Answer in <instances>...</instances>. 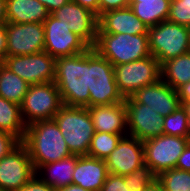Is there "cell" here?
I'll use <instances>...</instances> for the list:
<instances>
[{
	"mask_svg": "<svg viewBox=\"0 0 190 191\" xmlns=\"http://www.w3.org/2000/svg\"><path fill=\"white\" fill-rule=\"evenodd\" d=\"M55 84L64 105L89 107V49L56 59Z\"/></svg>",
	"mask_w": 190,
	"mask_h": 191,
	"instance_id": "1",
	"label": "cell"
},
{
	"mask_svg": "<svg viewBox=\"0 0 190 191\" xmlns=\"http://www.w3.org/2000/svg\"><path fill=\"white\" fill-rule=\"evenodd\" d=\"M21 143L27 148L35 171L43 164L72 155L54 119L27 125Z\"/></svg>",
	"mask_w": 190,
	"mask_h": 191,
	"instance_id": "2",
	"label": "cell"
},
{
	"mask_svg": "<svg viewBox=\"0 0 190 191\" xmlns=\"http://www.w3.org/2000/svg\"><path fill=\"white\" fill-rule=\"evenodd\" d=\"M53 119L71 154L86 156L95 133L89 109L63 105Z\"/></svg>",
	"mask_w": 190,
	"mask_h": 191,
	"instance_id": "3",
	"label": "cell"
},
{
	"mask_svg": "<svg viewBox=\"0 0 190 191\" xmlns=\"http://www.w3.org/2000/svg\"><path fill=\"white\" fill-rule=\"evenodd\" d=\"M92 48L113 66L141 60L151 55L148 34L97 33Z\"/></svg>",
	"mask_w": 190,
	"mask_h": 191,
	"instance_id": "4",
	"label": "cell"
},
{
	"mask_svg": "<svg viewBox=\"0 0 190 191\" xmlns=\"http://www.w3.org/2000/svg\"><path fill=\"white\" fill-rule=\"evenodd\" d=\"M89 107L111 105L124 102L117 88L114 66L89 48Z\"/></svg>",
	"mask_w": 190,
	"mask_h": 191,
	"instance_id": "5",
	"label": "cell"
},
{
	"mask_svg": "<svg viewBox=\"0 0 190 191\" xmlns=\"http://www.w3.org/2000/svg\"><path fill=\"white\" fill-rule=\"evenodd\" d=\"M150 54L161 66L164 62L190 51L189 27L162 21L148 28Z\"/></svg>",
	"mask_w": 190,
	"mask_h": 191,
	"instance_id": "6",
	"label": "cell"
},
{
	"mask_svg": "<svg viewBox=\"0 0 190 191\" xmlns=\"http://www.w3.org/2000/svg\"><path fill=\"white\" fill-rule=\"evenodd\" d=\"M63 105L55 82L30 85L20 105L21 117L26 126L36 121L51 120Z\"/></svg>",
	"mask_w": 190,
	"mask_h": 191,
	"instance_id": "7",
	"label": "cell"
},
{
	"mask_svg": "<svg viewBox=\"0 0 190 191\" xmlns=\"http://www.w3.org/2000/svg\"><path fill=\"white\" fill-rule=\"evenodd\" d=\"M160 73V65L152 55L114 66L117 88L124 99L142 87L155 83L161 78Z\"/></svg>",
	"mask_w": 190,
	"mask_h": 191,
	"instance_id": "8",
	"label": "cell"
},
{
	"mask_svg": "<svg viewBox=\"0 0 190 191\" xmlns=\"http://www.w3.org/2000/svg\"><path fill=\"white\" fill-rule=\"evenodd\" d=\"M190 139L172 135H160L143 142L144 163L158 177L161 173L176 167Z\"/></svg>",
	"mask_w": 190,
	"mask_h": 191,
	"instance_id": "9",
	"label": "cell"
},
{
	"mask_svg": "<svg viewBox=\"0 0 190 191\" xmlns=\"http://www.w3.org/2000/svg\"><path fill=\"white\" fill-rule=\"evenodd\" d=\"M3 64L30 85L55 81L56 59L45 51L7 56Z\"/></svg>",
	"mask_w": 190,
	"mask_h": 191,
	"instance_id": "10",
	"label": "cell"
},
{
	"mask_svg": "<svg viewBox=\"0 0 190 191\" xmlns=\"http://www.w3.org/2000/svg\"><path fill=\"white\" fill-rule=\"evenodd\" d=\"M44 51L55 59L87 51L90 46L52 14L43 23Z\"/></svg>",
	"mask_w": 190,
	"mask_h": 191,
	"instance_id": "11",
	"label": "cell"
},
{
	"mask_svg": "<svg viewBox=\"0 0 190 191\" xmlns=\"http://www.w3.org/2000/svg\"><path fill=\"white\" fill-rule=\"evenodd\" d=\"M35 174L27 148L20 143L0 160V189L19 191Z\"/></svg>",
	"mask_w": 190,
	"mask_h": 191,
	"instance_id": "12",
	"label": "cell"
},
{
	"mask_svg": "<svg viewBox=\"0 0 190 191\" xmlns=\"http://www.w3.org/2000/svg\"><path fill=\"white\" fill-rule=\"evenodd\" d=\"M7 56H22L44 51L43 23L6 22Z\"/></svg>",
	"mask_w": 190,
	"mask_h": 191,
	"instance_id": "13",
	"label": "cell"
},
{
	"mask_svg": "<svg viewBox=\"0 0 190 191\" xmlns=\"http://www.w3.org/2000/svg\"><path fill=\"white\" fill-rule=\"evenodd\" d=\"M127 111L128 135L142 142L163 135L164 117L131 97L124 99Z\"/></svg>",
	"mask_w": 190,
	"mask_h": 191,
	"instance_id": "14",
	"label": "cell"
},
{
	"mask_svg": "<svg viewBox=\"0 0 190 191\" xmlns=\"http://www.w3.org/2000/svg\"><path fill=\"white\" fill-rule=\"evenodd\" d=\"M71 32L81 37L90 47L95 45L98 32V17L76 2L69 1L53 13Z\"/></svg>",
	"mask_w": 190,
	"mask_h": 191,
	"instance_id": "15",
	"label": "cell"
},
{
	"mask_svg": "<svg viewBox=\"0 0 190 191\" xmlns=\"http://www.w3.org/2000/svg\"><path fill=\"white\" fill-rule=\"evenodd\" d=\"M105 162L108 173L129 175L144 164L143 142L130 135L123 136Z\"/></svg>",
	"mask_w": 190,
	"mask_h": 191,
	"instance_id": "16",
	"label": "cell"
},
{
	"mask_svg": "<svg viewBox=\"0 0 190 191\" xmlns=\"http://www.w3.org/2000/svg\"><path fill=\"white\" fill-rule=\"evenodd\" d=\"M136 103H143L163 117L173 113L180 105L177 90L161 78L155 83L144 86L130 96Z\"/></svg>",
	"mask_w": 190,
	"mask_h": 191,
	"instance_id": "17",
	"label": "cell"
},
{
	"mask_svg": "<svg viewBox=\"0 0 190 191\" xmlns=\"http://www.w3.org/2000/svg\"><path fill=\"white\" fill-rule=\"evenodd\" d=\"M97 33L142 35L148 34V27L129 6L102 13L98 17Z\"/></svg>",
	"mask_w": 190,
	"mask_h": 191,
	"instance_id": "18",
	"label": "cell"
},
{
	"mask_svg": "<svg viewBox=\"0 0 190 191\" xmlns=\"http://www.w3.org/2000/svg\"><path fill=\"white\" fill-rule=\"evenodd\" d=\"M105 160L79 156L72 175V184L89 191H100L108 176Z\"/></svg>",
	"mask_w": 190,
	"mask_h": 191,
	"instance_id": "19",
	"label": "cell"
},
{
	"mask_svg": "<svg viewBox=\"0 0 190 191\" xmlns=\"http://www.w3.org/2000/svg\"><path fill=\"white\" fill-rule=\"evenodd\" d=\"M94 130L112 134H128L127 111L124 102L88 107ZM126 131V132H125ZM125 132V133H124Z\"/></svg>",
	"mask_w": 190,
	"mask_h": 191,
	"instance_id": "20",
	"label": "cell"
},
{
	"mask_svg": "<svg viewBox=\"0 0 190 191\" xmlns=\"http://www.w3.org/2000/svg\"><path fill=\"white\" fill-rule=\"evenodd\" d=\"M49 15L38 0H6V21L9 23H44Z\"/></svg>",
	"mask_w": 190,
	"mask_h": 191,
	"instance_id": "21",
	"label": "cell"
},
{
	"mask_svg": "<svg viewBox=\"0 0 190 191\" xmlns=\"http://www.w3.org/2000/svg\"><path fill=\"white\" fill-rule=\"evenodd\" d=\"M78 155H71L59 161L43 164L37 170L36 174L41 171L47 174L41 179L54 189H59L72 184V175L75 170Z\"/></svg>",
	"mask_w": 190,
	"mask_h": 191,
	"instance_id": "22",
	"label": "cell"
},
{
	"mask_svg": "<svg viewBox=\"0 0 190 191\" xmlns=\"http://www.w3.org/2000/svg\"><path fill=\"white\" fill-rule=\"evenodd\" d=\"M161 79L177 90L190 81V51L164 62L160 66Z\"/></svg>",
	"mask_w": 190,
	"mask_h": 191,
	"instance_id": "23",
	"label": "cell"
},
{
	"mask_svg": "<svg viewBox=\"0 0 190 191\" xmlns=\"http://www.w3.org/2000/svg\"><path fill=\"white\" fill-rule=\"evenodd\" d=\"M170 4L171 0H150L130 2V7L135 15L150 28L167 20Z\"/></svg>",
	"mask_w": 190,
	"mask_h": 191,
	"instance_id": "24",
	"label": "cell"
},
{
	"mask_svg": "<svg viewBox=\"0 0 190 191\" xmlns=\"http://www.w3.org/2000/svg\"><path fill=\"white\" fill-rule=\"evenodd\" d=\"M29 87L25 80L0 64V97L21 105Z\"/></svg>",
	"mask_w": 190,
	"mask_h": 191,
	"instance_id": "25",
	"label": "cell"
},
{
	"mask_svg": "<svg viewBox=\"0 0 190 191\" xmlns=\"http://www.w3.org/2000/svg\"><path fill=\"white\" fill-rule=\"evenodd\" d=\"M0 131L11 133L23 140L26 125L21 117L20 105L0 97Z\"/></svg>",
	"mask_w": 190,
	"mask_h": 191,
	"instance_id": "26",
	"label": "cell"
},
{
	"mask_svg": "<svg viewBox=\"0 0 190 191\" xmlns=\"http://www.w3.org/2000/svg\"><path fill=\"white\" fill-rule=\"evenodd\" d=\"M123 136H125V134H112L95 131L87 156L105 160L116 148Z\"/></svg>",
	"mask_w": 190,
	"mask_h": 191,
	"instance_id": "27",
	"label": "cell"
},
{
	"mask_svg": "<svg viewBox=\"0 0 190 191\" xmlns=\"http://www.w3.org/2000/svg\"><path fill=\"white\" fill-rule=\"evenodd\" d=\"M163 134L190 139V127L188 125L187 113L182 105L173 113L164 117Z\"/></svg>",
	"mask_w": 190,
	"mask_h": 191,
	"instance_id": "28",
	"label": "cell"
},
{
	"mask_svg": "<svg viewBox=\"0 0 190 191\" xmlns=\"http://www.w3.org/2000/svg\"><path fill=\"white\" fill-rule=\"evenodd\" d=\"M165 191H190V172L173 168L157 177Z\"/></svg>",
	"mask_w": 190,
	"mask_h": 191,
	"instance_id": "29",
	"label": "cell"
},
{
	"mask_svg": "<svg viewBox=\"0 0 190 191\" xmlns=\"http://www.w3.org/2000/svg\"><path fill=\"white\" fill-rule=\"evenodd\" d=\"M157 176L151 168L144 163L129 175L124 176V183L130 188V191H144L149 187Z\"/></svg>",
	"mask_w": 190,
	"mask_h": 191,
	"instance_id": "30",
	"label": "cell"
},
{
	"mask_svg": "<svg viewBox=\"0 0 190 191\" xmlns=\"http://www.w3.org/2000/svg\"><path fill=\"white\" fill-rule=\"evenodd\" d=\"M167 21L190 27V0H171Z\"/></svg>",
	"mask_w": 190,
	"mask_h": 191,
	"instance_id": "31",
	"label": "cell"
},
{
	"mask_svg": "<svg viewBox=\"0 0 190 191\" xmlns=\"http://www.w3.org/2000/svg\"><path fill=\"white\" fill-rule=\"evenodd\" d=\"M20 143L21 141L11 133L0 131V160Z\"/></svg>",
	"mask_w": 190,
	"mask_h": 191,
	"instance_id": "32",
	"label": "cell"
},
{
	"mask_svg": "<svg viewBox=\"0 0 190 191\" xmlns=\"http://www.w3.org/2000/svg\"><path fill=\"white\" fill-rule=\"evenodd\" d=\"M100 191H130L124 183V176L109 173Z\"/></svg>",
	"mask_w": 190,
	"mask_h": 191,
	"instance_id": "33",
	"label": "cell"
},
{
	"mask_svg": "<svg viewBox=\"0 0 190 191\" xmlns=\"http://www.w3.org/2000/svg\"><path fill=\"white\" fill-rule=\"evenodd\" d=\"M35 174L19 191H56Z\"/></svg>",
	"mask_w": 190,
	"mask_h": 191,
	"instance_id": "34",
	"label": "cell"
},
{
	"mask_svg": "<svg viewBox=\"0 0 190 191\" xmlns=\"http://www.w3.org/2000/svg\"><path fill=\"white\" fill-rule=\"evenodd\" d=\"M130 6V0H99V16L110 10H116Z\"/></svg>",
	"mask_w": 190,
	"mask_h": 191,
	"instance_id": "35",
	"label": "cell"
},
{
	"mask_svg": "<svg viewBox=\"0 0 190 191\" xmlns=\"http://www.w3.org/2000/svg\"><path fill=\"white\" fill-rule=\"evenodd\" d=\"M175 168L190 172V143L186 146L182 154L179 156Z\"/></svg>",
	"mask_w": 190,
	"mask_h": 191,
	"instance_id": "36",
	"label": "cell"
},
{
	"mask_svg": "<svg viewBox=\"0 0 190 191\" xmlns=\"http://www.w3.org/2000/svg\"><path fill=\"white\" fill-rule=\"evenodd\" d=\"M7 33L6 23L0 24V64L4 63L7 57Z\"/></svg>",
	"mask_w": 190,
	"mask_h": 191,
	"instance_id": "37",
	"label": "cell"
},
{
	"mask_svg": "<svg viewBox=\"0 0 190 191\" xmlns=\"http://www.w3.org/2000/svg\"><path fill=\"white\" fill-rule=\"evenodd\" d=\"M40 3H42L48 10V12L51 14L66 3H68L70 0H38Z\"/></svg>",
	"mask_w": 190,
	"mask_h": 191,
	"instance_id": "38",
	"label": "cell"
},
{
	"mask_svg": "<svg viewBox=\"0 0 190 191\" xmlns=\"http://www.w3.org/2000/svg\"><path fill=\"white\" fill-rule=\"evenodd\" d=\"M87 8L99 17V0H71Z\"/></svg>",
	"mask_w": 190,
	"mask_h": 191,
	"instance_id": "39",
	"label": "cell"
},
{
	"mask_svg": "<svg viewBox=\"0 0 190 191\" xmlns=\"http://www.w3.org/2000/svg\"><path fill=\"white\" fill-rule=\"evenodd\" d=\"M180 102H190V81L177 89Z\"/></svg>",
	"mask_w": 190,
	"mask_h": 191,
	"instance_id": "40",
	"label": "cell"
},
{
	"mask_svg": "<svg viewBox=\"0 0 190 191\" xmlns=\"http://www.w3.org/2000/svg\"><path fill=\"white\" fill-rule=\"evenodd\" d=\"M6 22V0H0V24Z\"/></svg>",
	"mask_w": 190,
	"mask_h": 191,
	"instance_id": "41",
	"label": "cell"
},
{
	"mask_svg": "<svg viewBox=\"0 0 190 191\" xmlns=\"http://www.w3.org/2000/svg\"><path fill=\"white\" fill-rule=\"evenodd\" d=\"M144 191H165L163 185L156 179L149 187Z\"/></svg>",
	"mask_w": 190,
	"mask_h": 191,
	"instance_id": "42",
	"label": "cell"
},
{
	"mask_svg": "<svg viewBox=\"0 0 190 191\" xmlns=\"http://www.w3.org/2000/svg\"><path fill=\"white\" fill-rule=\"evenodd\" d=\"M56 191H89V190H86V189L79 187L78 185H75V184H70L68 186L59 188Z\"/></svg>",
	"mask_w": 190,
	"mask_h": 191,
	"instance_id": "43",
	"label": "cell"
},
{
	"mask_svg": "<svg viewBox=\"0 0 190 191\" xmlns=\"http://www.w3.org/2000/svg\"><path fill=\"white\" fill-rule=\"evenodd\" d=\"M183 108L186 110L188 125L190 127V102H180Z\"/></svg>",
	"mask_w": 190,
	"mask_h": 191,
	"instance_id": "44",
	"label": "cell"
},
{
	"mask_svg": "<svg viewBox=\"0 0 190 191\" xmlns=\"http://www.w3.org/2000/svg\"><path fill=\"white\" fill-rule=\"evenodd\" d=\"M141 1H150V0H130V2H141Z\"/></svg>",
	"mask_w": 190,
	"mask_h": 191,
	"instance_id": "45",
	"label": "cell"
}]
</instances>
